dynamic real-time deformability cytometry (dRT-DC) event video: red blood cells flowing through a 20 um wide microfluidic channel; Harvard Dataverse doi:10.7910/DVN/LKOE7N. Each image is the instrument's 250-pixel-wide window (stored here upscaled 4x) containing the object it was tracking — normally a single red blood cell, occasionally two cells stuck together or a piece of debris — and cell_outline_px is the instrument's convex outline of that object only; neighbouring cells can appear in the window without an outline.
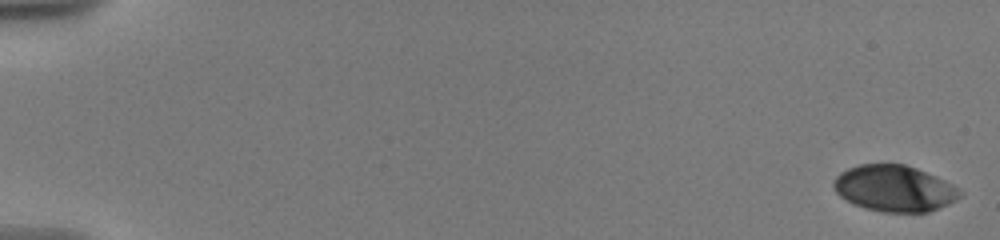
{"species": "human", "species_latin": "Homo sapiens", "temperature_condition": "warm", "stored_images_in_passage": 24, "camera_frame_rate_fps": 3000, "um_per_image_px": 0.085, "donor": {"sex": "male"}, "frame": {"image": 1, "passage_image": 1, "time_ms": 0.0, "image_size_px": [1000, 240], "cell_outline_px": [[964, 196], [948, 204], [928, 212], [880, 212], [864, 208], [852, 204], [840, 196], [836, 192], [832, 184], [832, 180], [840, 172], [848, 168], [860, 164], [904, 164], [916, 168], [936, 176], [952, 184], [964, 192]], "centroid_in_image_um": [76.02, 16.02], "position_along_channel_um": 9.0, "area_um2": 34.33}}
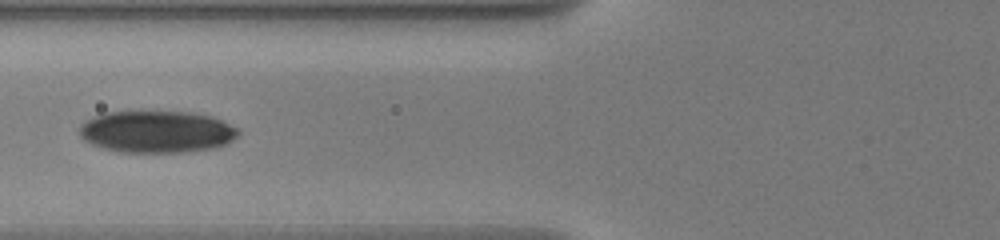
{"frame": {"image": 2, "passage_image": 18, "time_ms": 8.0, "image_size_px": [1000, 240], "cell_outline_px": [[240, 132], [232, 140], [216, 148], [188, 152], [120, 152], [104, 148], [92, 144], [84, 140], [80, 136], [80, 124], [92, 116], [104, 112], [192, 112], [212, 116], [236, 128]], "centroid_in_image_um": [13.3, 11.2], "position_along_channel_um": 112.5, "area_um2": 38.84}}
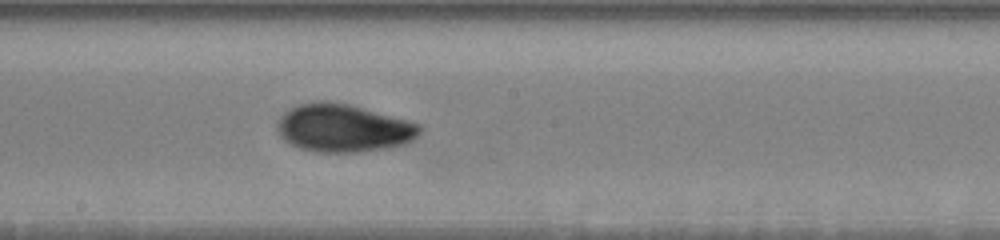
{"frame": {"image": 3, "passage_image": 24, "time_ms": 11.0, "image_size_px": [1000, 240], "cell_outline_px": [[424, 128], [408, 144], [388, 148], [360, 152], [316, 152], [300, 148], [288, 144], [280, 136], [276, 128], [276, 124], [280, 116], [284, 112], [300, 104], [316, 100], [328, 100], [348, 104], [420, 124]], "centroid_in_image_um": [29.16, 10.89], "position_along_channel_um": 219.0, "area_um2": 40.0}}